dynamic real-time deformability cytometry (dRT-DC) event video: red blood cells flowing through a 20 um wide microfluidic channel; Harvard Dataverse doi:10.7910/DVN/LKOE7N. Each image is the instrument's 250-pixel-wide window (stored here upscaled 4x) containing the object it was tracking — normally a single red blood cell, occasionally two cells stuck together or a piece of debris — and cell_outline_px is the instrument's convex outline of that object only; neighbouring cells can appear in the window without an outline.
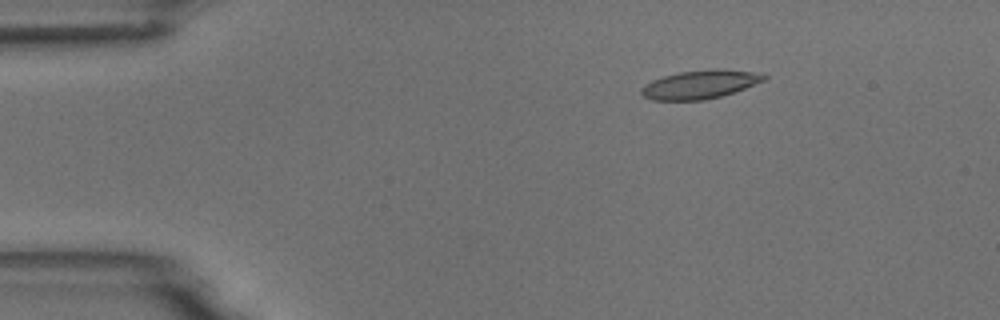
{"species": "common noctule bat (a hibernating species)", "species_latin": "Nyctalus noctula", "temperature_condition": "room temperature", "stored_images_in_passage": 4, "camera_frame_rate_fps": 3000, "um_per_image_px": 0.085, "animal": {"sex": "male", "body_mass_g": 18.8}, "frame": {"image": 1, "passage_image": 2, "time_ms": 1.333, "image_size_px": [1000, 320], "cell_outline_px": [[768, 76], [764, 80], [744, 88], [720, 96], [704, 100], [652, 100], [644, 96], [640, 92], [640, 88], [644, 84], [652, 80], [664, 76], [680, 72], [712, 68], [724, 68], [752, 72]], "centroid_in_image_um": [59.46, 7.17], "position_along_channel_um": 25.5, "area_um2": 20.29}}